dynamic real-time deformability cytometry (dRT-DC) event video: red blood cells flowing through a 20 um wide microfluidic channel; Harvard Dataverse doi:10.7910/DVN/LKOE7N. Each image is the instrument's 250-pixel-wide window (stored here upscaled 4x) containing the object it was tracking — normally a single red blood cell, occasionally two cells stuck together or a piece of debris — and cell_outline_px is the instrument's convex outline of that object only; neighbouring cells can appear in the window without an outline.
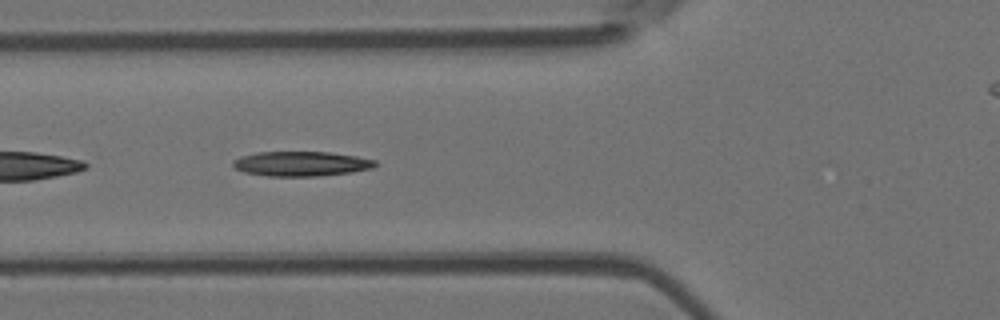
{"species": "Egyptian fruit bat (a non-hibernating species)", "species_latin": "Rousettus aegyptiacus", "temperature_condition": "room temperature", "stored_images_in_passage": 39, "camera_frame_rate_fps": 3000, "um_per_image_px": 0.085, "animal": {"sex": "female"}, "frame": {"image": 1, "passage_image": 4, "time_ms": 1.0, "image_size_px": [1000, 320], "cell_outline_px": [[380, 164], [372, 168], [352, 172], [320, 176], [268, 176], [244, 172], [236, 168], [232, 164], [232, 160], [240, 156], [256, 152], [328, 152], [356, 156], [376, 160]], "centroid_in_image_um": [25.62, 13.92], "position_along_channel_um": 100.2, "area_um2": 20.63}}
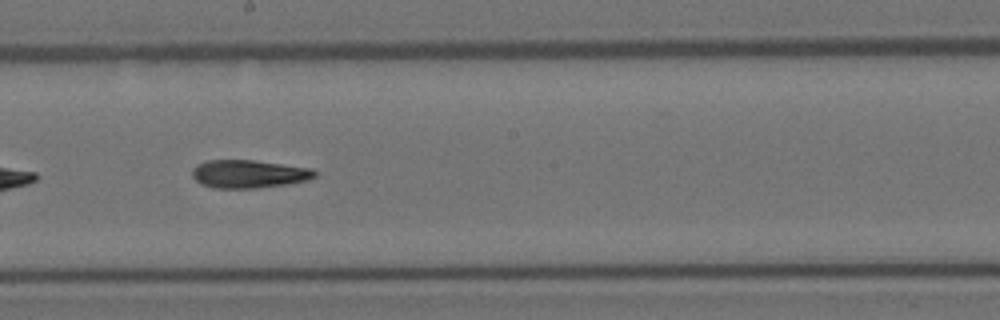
{"frame": {"image": 2, "passage_image": 14, "time_ms": 4.333, "image_size_px": [1000, 320], "cell_outline_px": [[316, 176], [308, 180], [288, 184], [256, 188], [212, 188], [200, 184], [192, 176], [192, 168], [196, 164], [208, 160], [252, 160], [312, 168], [316, 172]], "centroid_in_image_um": [21.12, 14.79], "position_along_channel_um": 227.1, "area_um2": 20.17}}
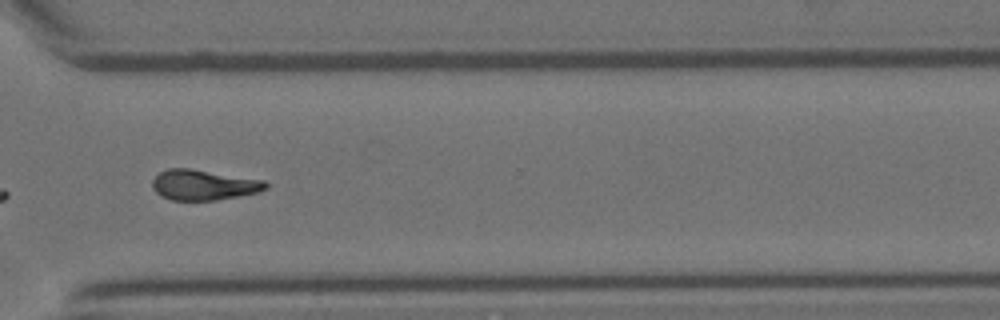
{"frame": {"image": 3, "passage_image": 24, "time_ms": 7.667, "image_size_px": [1000, 320], "cell_outline_px": [[268, 188], [260, 192], [216, 200], [172, 200], [160, 196], [152, 188], [152, 180], [160, 172], [168, 168], [192, 168], [264, 180], [268, 184]], "centroid_in_image_um": [17.31, 15.71], "position_along_channel_um": 353.3, "area_um2": 20.23}, "authors_computed_cell_mechanics": {"area_um2": 20.0566, "velocity_mm_per_s": 3.799, "shape_relaxation_time_tau1_ms": 6.9748, "shape_relaxation_time_tau2_ms": 3.5668, "deformation_change_tau1": 0.2074, "deformation_change_tau2": 0.1062}}